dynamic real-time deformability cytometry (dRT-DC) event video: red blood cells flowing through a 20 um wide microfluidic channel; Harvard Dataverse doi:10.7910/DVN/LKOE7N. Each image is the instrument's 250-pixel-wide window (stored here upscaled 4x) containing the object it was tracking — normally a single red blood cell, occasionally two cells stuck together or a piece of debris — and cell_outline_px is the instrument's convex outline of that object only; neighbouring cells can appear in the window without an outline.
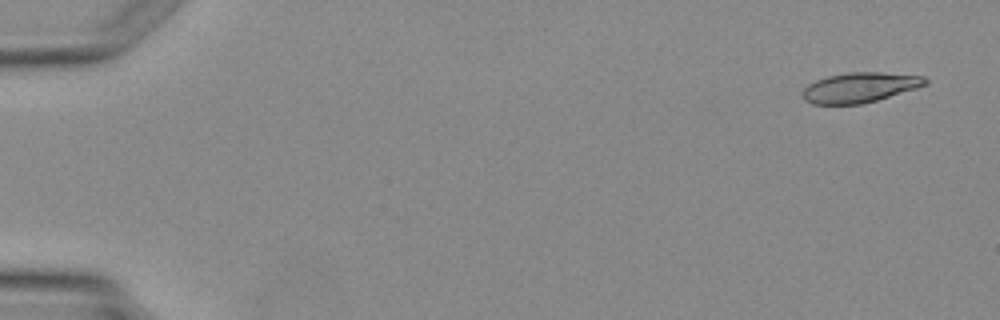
{"species": "Egyptian fruit bat (a non-hibernating species)", "species_latin": "Rousettus aegyptiacus", "temperature_condition": "warm", "stored_images_in_passage": 3, "camera_frame_rate_fps": 3000, "um_per_image_px": 0.085, "animal": {"sex": "female"}, "frame": {"image": 1, "passage_image": 1, "time_ms": 0.0, "image_size_px": [1000, 320], "cell_outline_px": [[928, 84], [916, 88], [876, 100], [860, 104], [812, 104], [804, 100], [800, 96], [804, 88], [808, 84], [816, 80], [828, 76], [848, 72], [880, 72], [928, 76]], "centroid_in_image_um": [73.08, 7.43], "position_along_channel_um": 11.9, "area_um2": 21.56}}